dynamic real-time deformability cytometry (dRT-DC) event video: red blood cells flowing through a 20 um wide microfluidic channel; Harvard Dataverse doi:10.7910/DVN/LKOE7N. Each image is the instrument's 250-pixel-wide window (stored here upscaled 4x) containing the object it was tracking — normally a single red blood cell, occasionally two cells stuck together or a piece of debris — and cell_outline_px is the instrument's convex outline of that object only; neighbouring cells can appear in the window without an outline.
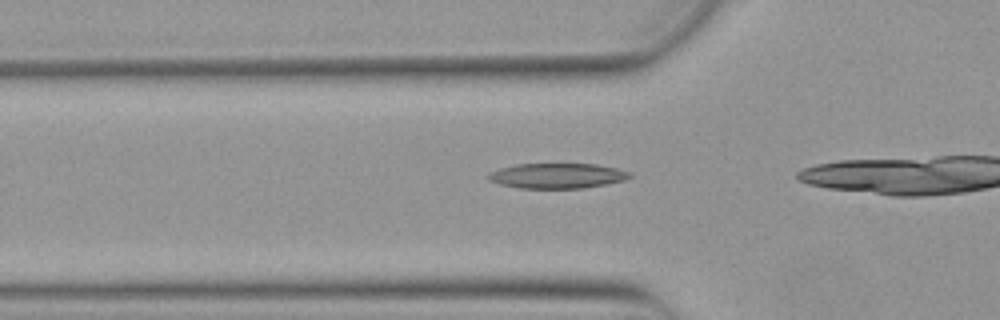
{"species": "Egyptian fruit bat (a non-hibernating species)", "species_latin": "Rousettus aegyptiacus", "temperature_condition": "warm", "stored_images_in_passage": 32, "camera_frame_rate_fps": 3000, "um_per_image_px": 0.085, "animal": {"sex": "female"}, "frame": {"image": 1, "passage_image": 3, "time_ms": 0.667, "image_size_px": [1000, 320], "cell_outline_px": [[632, 176], [624, 180], [584, 188], [520, 188], [500, 184], [488, 180], [484, 176], [500, 168], [516, 164], [596, 164], [616, 168], [632, 172]], "centroid_in_image_um": [47.35, 14.94], "position_along_channel_um": 78.4, "area_um2": 20.69}}
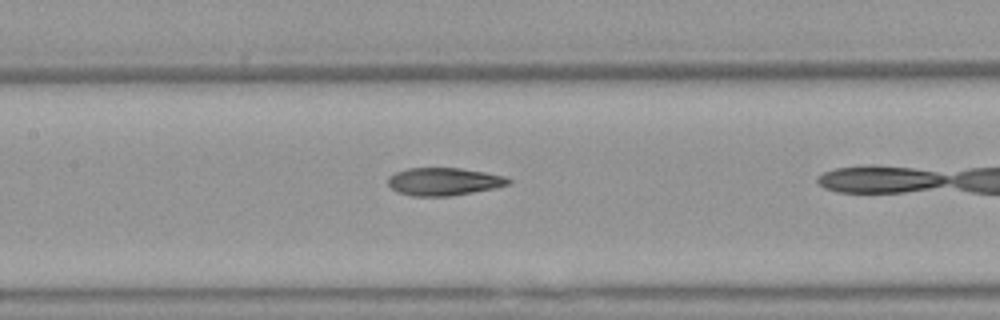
{"frame": {"image": 2, "passage_image": 10, "time_ms": 3.0, "image_size_px": [1000, 320], "cell_outline_px": [[512, 184], [452, 196], [412, 196], [396, 192], [388, 184], [388, 176], [396, 172], [408, 168], [460, 168], [484, 172], [504, 176], [512, 180]], "centroid_in_image_um": [37.71, 15.43], "position_along_channel_um": 169.7, "area_um2": 19.48}}
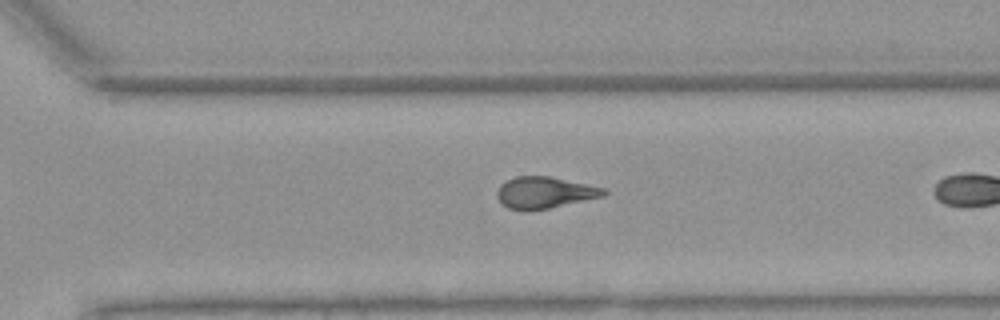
{"frame": {"image": 3, "passage_image": 22, "time_ms": 7.0, "image_size_px": [1000, 320], "cell_outline_px": [[608, 192], [604, 196], [548, 208], [508, 208], [496, 196], [496, 192], [500, 184], [516, 176], [552, 176], [608, 188]], "centroid_in_image_um": [46.37, 16.32], "position_along_channel_um": 324.2, "area_um2": 19.31}, "authors_computed_cell_mechanics": {"area_um2": 19.6809, "velocity_mm_per_s": 3.8787, "shape_relaxation_time_tau1_ms": 6.9409, "shape_relaxation_time_tau2_ms": 2.8046, "deformation_change_tau1": 0.222, "deformation_change_tau2": 0.1186}}